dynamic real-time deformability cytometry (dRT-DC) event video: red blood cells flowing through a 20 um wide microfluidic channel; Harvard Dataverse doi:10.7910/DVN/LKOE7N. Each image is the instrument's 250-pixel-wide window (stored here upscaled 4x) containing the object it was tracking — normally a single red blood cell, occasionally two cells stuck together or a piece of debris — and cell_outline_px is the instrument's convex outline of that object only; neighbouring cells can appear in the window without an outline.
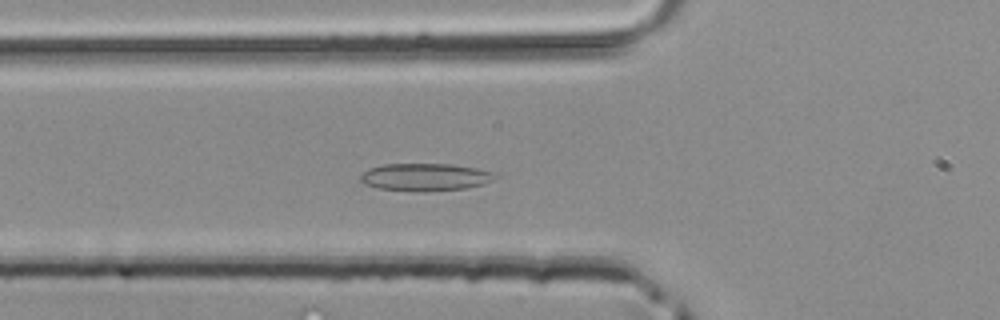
{"species": "common noctule bat (a hibernating species)", "species_latin": "Nyctalus noctula", "temperature_condition": "room temperature", "stored_images_in_passage": 38, "camera_frame_rate_fps": 3000, "um_per_image_px": 0.085, "animal": {"sex": "male", "body_mass_g": 20.4}, "frame": {"image": 1, "passage_image": 8, "time_ms": 2.333, "image_size_px": [1000, 320], "cell_outline_px": [[500, 176], [484, 184], [468, 188], [424, 192], [416, 192], [380, 188], [364, 184], [360, 180], [360, 176], [368, 168], [384, 164], [452, 164], [500, 172]], "centroid_in_image_um": [36.22, 15.05], "position_along_channel_um": 89.6, "area_um2": 22.02}}
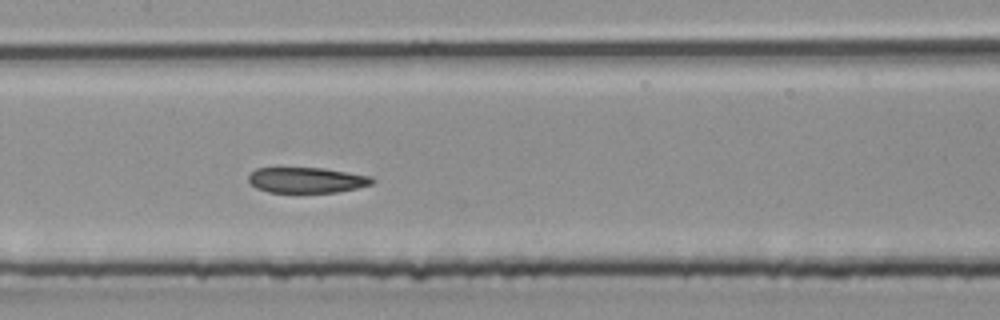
{"frame": {"image": 2, "passage_image": 14, "time_ms": 4.333, "image_size_px": [1000, 320], "cell_outline_px": [[376, 180], [372, 184], [356, 188], [336, 192], [268, 192], [256, 188], [248, 180], [248, 176], [256, 168], [324, 168], [372, 176]], "centroid_in_image_um": [26.09, 15.3], "position_along_channel_um": 181.3, "area_um2": 18.38}}
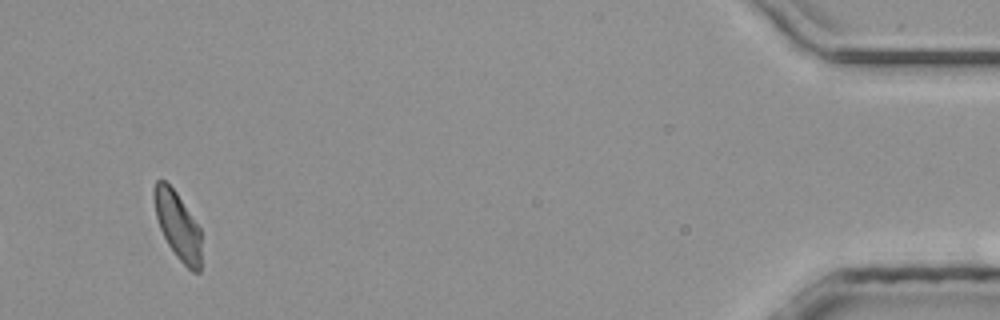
{"frame": {"image": 3, "passage_image": 35, "time_ms": 11.333, "image_size_px": [1000, 320], "cell_outline_px": [[200, 272], [192, 272], [176, 256], [168, 244], [160, 228], [156, 216], [152, 196], [152, 188], [156, 180], [164, 180], [176, 192], [200, 228]], "centroid_in_image_um": [15.07, 19.14], "position_along_channel_um": 420.1, "area_um2": 18.44}}